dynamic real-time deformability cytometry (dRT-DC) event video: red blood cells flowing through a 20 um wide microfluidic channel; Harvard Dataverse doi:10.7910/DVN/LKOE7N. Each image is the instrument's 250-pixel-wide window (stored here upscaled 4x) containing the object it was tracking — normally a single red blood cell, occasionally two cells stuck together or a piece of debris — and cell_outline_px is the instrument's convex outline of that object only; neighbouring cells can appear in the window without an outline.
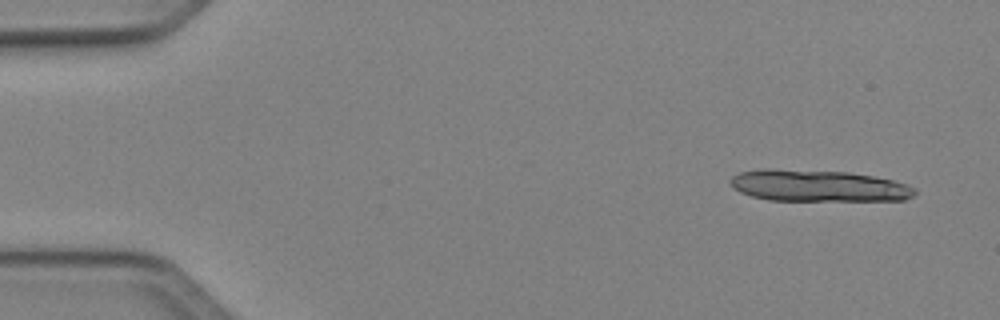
{"species": "Egyptian fruit bat (a non-hibernating species)", "species_latin": "Rousettus aegyptiacus", "temperature_condition": "cold", "stored_images_in_passage": 11, "camera_frame_rate_fps": 3000, "um_per_image_px": 0.085, "animal": {"sex": "female"}, "frame": {"image": 1, "passage_image": 1, "time_ms": 0.0, "image_size_px": [1000, 320], "cell_outline_px": [[916, 192], [912, 196], [904, 200], [768, 200], [752, 196], [740, 192], [732, 188], [728, 180], [732, 176], [740, 172], [764, 168], [772, 168], [848, 172], [872, 176], [892, 180], [916, 188]], "centroid_in_image_um": [69.48, 15.78], "position_along_channel_um": 15.5, "area_um2": 34.04}}